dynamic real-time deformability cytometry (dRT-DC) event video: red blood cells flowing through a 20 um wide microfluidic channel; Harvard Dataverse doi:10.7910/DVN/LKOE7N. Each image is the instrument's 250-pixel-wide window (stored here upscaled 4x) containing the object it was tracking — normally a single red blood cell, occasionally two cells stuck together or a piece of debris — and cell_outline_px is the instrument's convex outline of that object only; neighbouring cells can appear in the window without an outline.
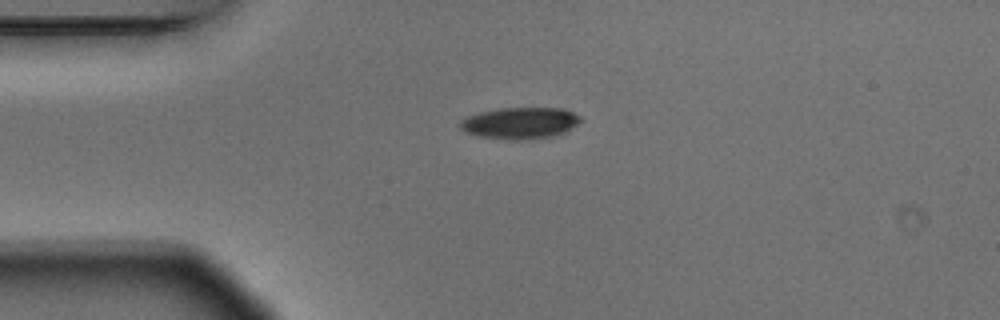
{"species": "Egyptian fruit bat (a non-hibernating species)", "species_latin": "Rousettus aegyptiacus", "temperature_condition": "warm", "stored_images_in_passage": 6, "camera_frame_rate_fps": 3000, "um_per_image_px": 0.085, "animal": {"sex": "male"}, "frame": {"image": 1, "passage_image": 1, "time_ms": 0.0, "image_size_px": [1000, 320], "cell_outline_px": [[580, 120], [572, 128], [564, 132], [552, 136], [520, 140], [512, 140], [476, 136], [464, 132], [460, 128], [460, 120], [468, 116], [480, 112], [500, 108], [564, 108], [580, 116]], "centroid_in_image_um": [44.17, 10.46], "position_along_channel_um": 40.8, "area_um2": 22.08}}
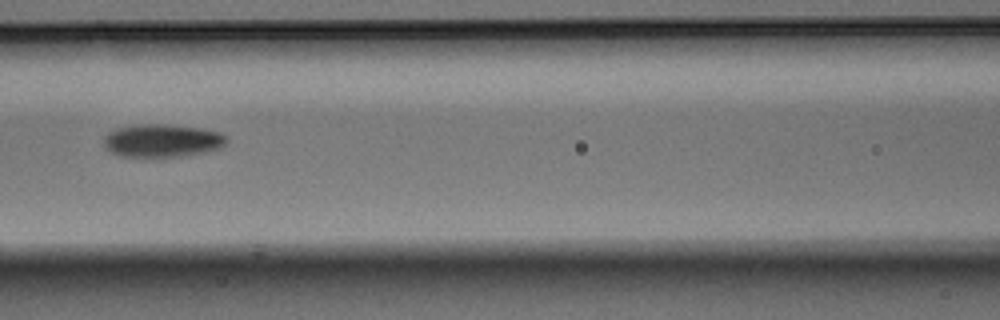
{"frame": {"image": 2, "passage_image": 4, "time_ms": 1.0, "image_size_px": [1000, 320], "cell_outline_px": [[228, 140], [220, 148], [188, 156], [160, 160], [152, 160], [120, 156], [104, 148], [104, 136], [108, 132], [120, 128], [140, 124], [160, 124], [200, 128], [220, 132]], "centroid_in_image_um": [13.75, 12.02], "position_along_channel_um": 152.8, "area_um2": 24.45}}
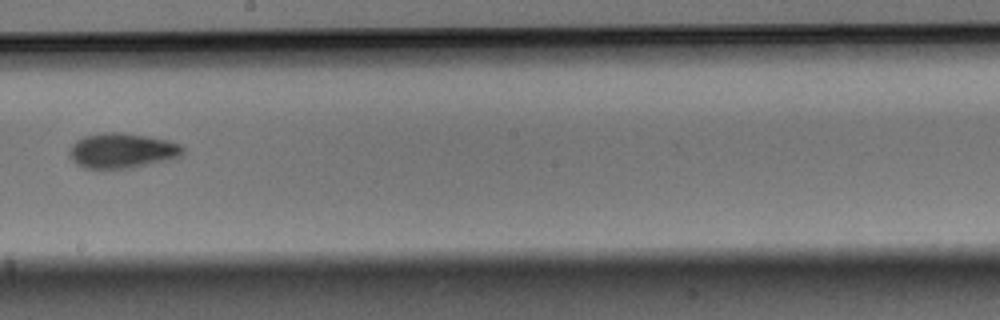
{"frame": {"image": 3, "passage_image": 6, "time_ms": 1.667, "image_size_px": [1000, 320], "cell_outline_px": [[184, 152], [180, 156], [168, 160], [132, 168], [84, 168], [76, 164], [72, 160], [68, 152], [72, 144], [76, 140], [84, 136], [108, 132], [120, 132], [168, 140], [180, 144], [184, 148]], "centroid_in_image_um": [10.37, 12.81], "position_along_channel_um": 237.8, "area_um2": 23.12}}